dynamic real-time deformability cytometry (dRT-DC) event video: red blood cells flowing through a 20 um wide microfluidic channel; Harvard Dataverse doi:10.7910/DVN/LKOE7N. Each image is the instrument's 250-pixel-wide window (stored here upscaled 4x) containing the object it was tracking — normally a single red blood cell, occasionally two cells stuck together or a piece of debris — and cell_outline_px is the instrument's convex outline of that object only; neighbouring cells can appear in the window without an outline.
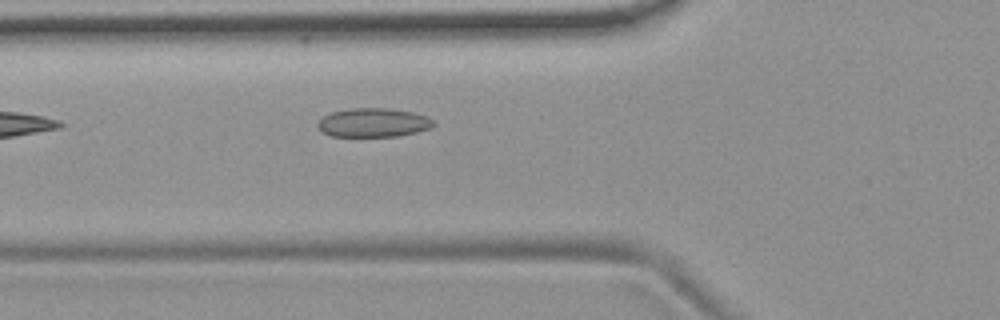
{"species": "common noctule bat (a hibernating species)", "species_latin": "Nyctalus noctula", "temperature_condition": "room temperature", "stored_images_in_passage": 3, "camera_frame_rate_fps": 3000, "um_per_image_px": 0.085, "animal": {"sex": "female", "body_mass_g": 19.9}, "frame": {"image": 1, "passage_image": 3, "time_ms": 0.667, "image_size_px": [1000, 320], "cell_outline_px": [[436, 124], [432, 128], [400, 136], [332, 136], [324, 132], [316, 124], [324, 116], [332, 112], [352, 108], [388, 108], [412, 112], [428, 116]], "centroid_in_image_um": [31.78, 10.42], "position_along_channel_um": 94.0, "area_um2": 19.42}}